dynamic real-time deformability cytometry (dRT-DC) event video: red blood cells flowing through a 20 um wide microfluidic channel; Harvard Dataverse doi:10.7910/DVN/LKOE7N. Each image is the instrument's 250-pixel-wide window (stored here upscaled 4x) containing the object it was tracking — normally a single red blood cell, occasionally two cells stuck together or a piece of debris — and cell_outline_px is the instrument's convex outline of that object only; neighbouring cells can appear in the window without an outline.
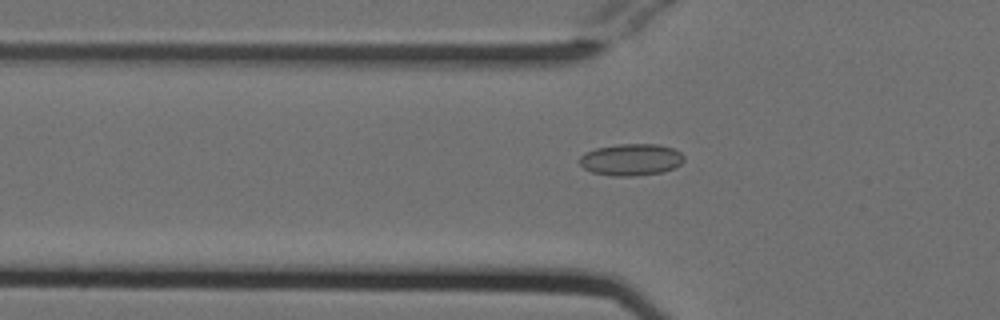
{"species": "Egyptian fruit bat (a non-hibernating species)", "species_latin": "Rousettus aegyptiacus", "temperature_condition": "cold", "stored_images_in_passage": 39, "camera_frame_rate_fps": 3000, "um_per_image_px": 0.085, "animal": {"sex": "female"}, "frame": {"image": 1, "passage_image": 4, "time_ms": 1.0, "image_size_px": [1000, 320], "cell_outline_px": [[684, 160], [676, 168], [664, 172], [636, 176], [612, 176], [592, 172], [584, 168], [580, 164], [580, 156], [584, 152], [596, 148], [620, 144], [656, 144], [672, 148], [680, 152], [684, 156]], "centroid_in_image_um": [53.66, 13.58], "position_along_channel_um": 72.1, "area_um2": 19.48}}
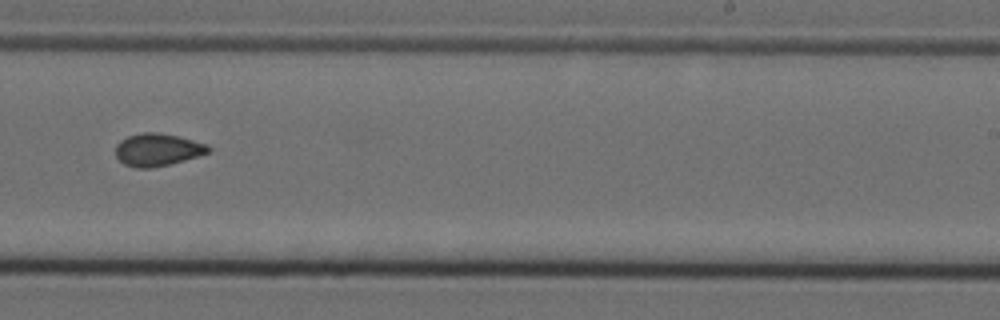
{"frame": {"image": 2, "passage_image": 20, "time_ms": 6.333, "image_size_px": [1000, 320], "cell_outline_px": [[212, 148], [208, 152], [184, 160], [152, 168], [136, 168], [124, 164], [116, 156], [116, 144], [120, 140], [128, 136], [144, 132], [156, 132], [176, 136], [208, 144]], "centroid_in_image_um": [13.37, 12.72], "position_along_channel_um": 275.6, "area_um2": 17.4}}
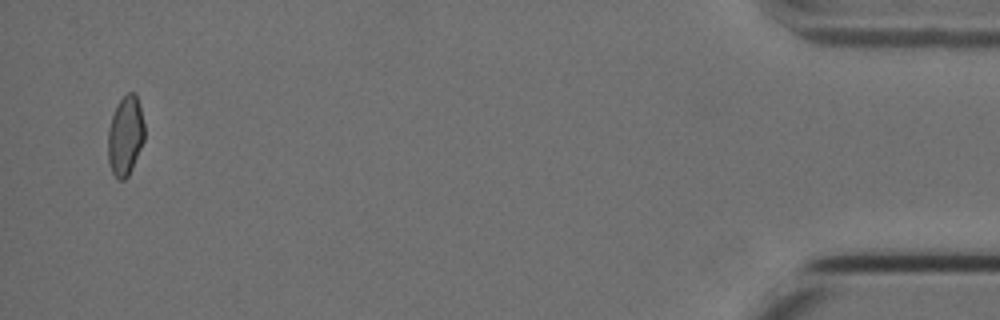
{"frame": {"image": 3, "passage_image": 38, "time_ms": 12.333, "image_size_px": [1000, 320], "cell_outline_px": [[144, 140], [132, 168], [128, 176], [124, 180], [120, 180], [112, 172], [108, 160], [108, 128], [116, 104], [128, 92], [132, 92], [136, 96], [140, 104], [144, 124]], "centroid_in_image_um": [10.65, 11.52], "position_along_channel_um": 424.5, "area_um2": 16.88}, "authors_computed_cell_mechanics": {"area_um2": 17.1666, "velocity_mm_per_s": 3.8123, "shape_relaxation_time_tau1_ms": null, "shape_relaxation_time_tau2_ms": 3.0595, "deformation_change_tau1": null, "deformation_change_tau2": 0.0665}}